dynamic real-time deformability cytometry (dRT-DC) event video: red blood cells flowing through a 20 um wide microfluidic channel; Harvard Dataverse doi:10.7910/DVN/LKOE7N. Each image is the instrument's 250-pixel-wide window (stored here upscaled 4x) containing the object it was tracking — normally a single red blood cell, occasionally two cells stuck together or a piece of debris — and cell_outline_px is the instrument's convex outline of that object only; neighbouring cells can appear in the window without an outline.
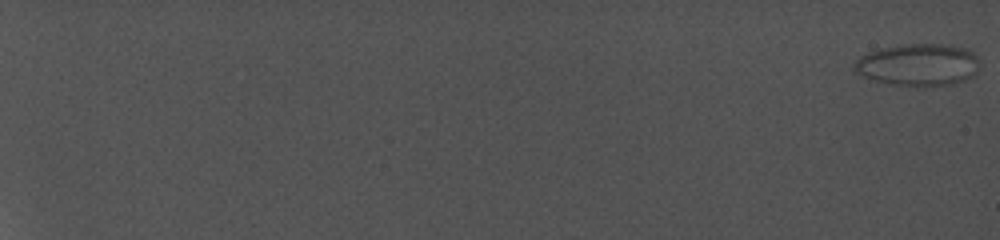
{"species": "common noctule bat (a hibernating species)", "species_latin": "Nyctalus noctula", "temperature_condition": "cold", "stored_images_in_passage": 14, "camera_frame_rate_fps": 5000, "um_per_image_px": 0.085, "animal": {"sex": "female", "body_mass_g": 19.0, "forearm_length_mm": 56.7}, "frame": {"image": 1, "passage_image": 1, "time_ms": 0.0, "image_size_px": [1000, 240], "cell_outline_px": [[980, 64], [976, 76], [964, 80], [948, 84], [896, 84], [876, 80], [864, 76], [856, 72], [852, 68], [852, 64], [860, 56], [868, 52], [880, 48], [904, 44], [940, 44], [968, 48], [980, 60]], "centroid_in_image_um": [78.08, 5.46], "position_along_channel_um": 6.9, "area_um2": 30.4}}